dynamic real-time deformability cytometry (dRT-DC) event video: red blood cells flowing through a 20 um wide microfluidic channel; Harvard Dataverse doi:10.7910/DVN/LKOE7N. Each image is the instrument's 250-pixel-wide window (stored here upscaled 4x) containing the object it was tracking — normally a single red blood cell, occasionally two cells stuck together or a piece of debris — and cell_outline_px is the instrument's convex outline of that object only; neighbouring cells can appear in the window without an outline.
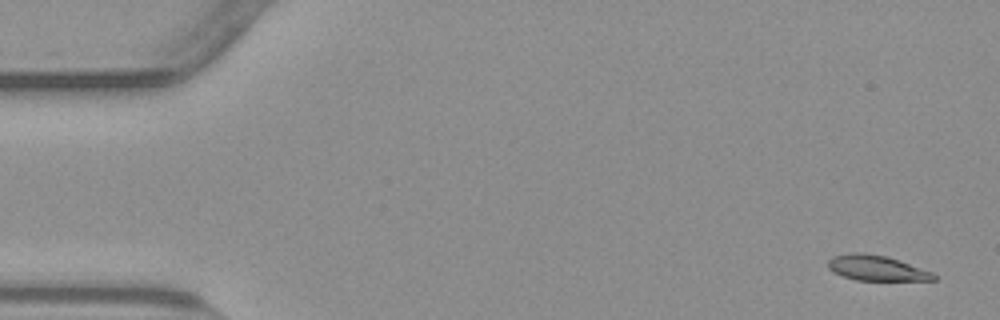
{"species": "common noctule bat (a hibernating species)", "species_latin": "Nyctalus noctula", "temperature_condition": "warm", "stored_images_in_passage": 55, "camera_frame_rate_fps": 3000, "um_per_image_px": 0.085, "animal": {"sex": "male", "body_mass_g": 23.1, "forearm_length_mm": 52.7}, "frame": {"image": 1, "passage_image": 3, "time_ms": 0.667, "image_size_px": [1000, 320], "cell_outline_px": [[936, 280], [856, 280], [832, 272], [828, 268], [828, 260], [832, 256], [852, 252], [864, 252], [884, 256], [900, 260], [932, 272], [936, 276]], "centroid_in_image_um": [74.47, 22.77], "position_along_channel_um": 10.5, "area_um2": 15.55}}
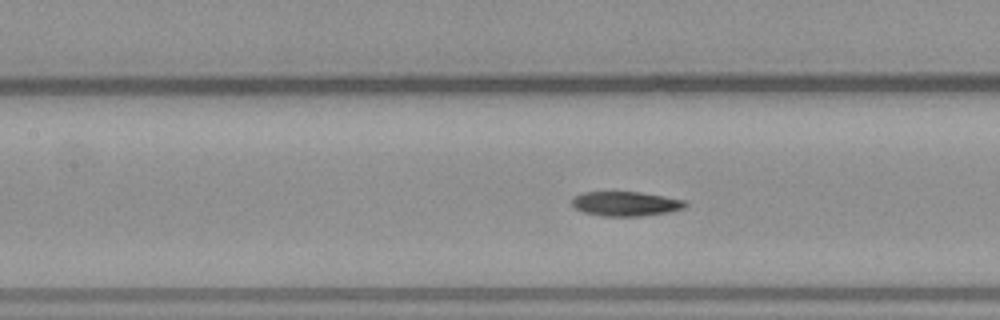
{"frame": {"image": 2, "passage_image": 25, "time_ms": 8.0, "image_size_px": [1000, 320], "cell_outline_px": [[688, 204], [684, 208], [668, 212], [640, 216], [600, 216], [584, 212], [576, 208], [572, 204], [572, 200], [576, 196], [584, 192], [640, 192], [664, 196], [684, 200]], "centroid_in_image_um": [53.2, 17.32], "position_along_channel_um": 154.2, "area_um2": 16.07}}
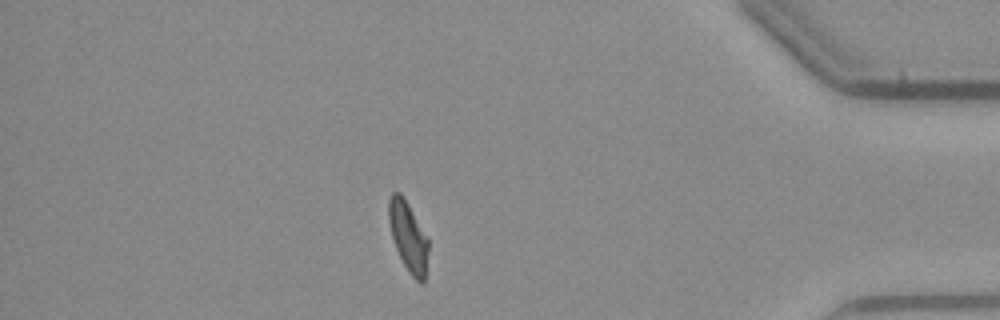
{"frame": {"image": 3, "passage_image": 48, "time_ms": 15.667, "image_size_px": [1000, 320], "cell_outline_px": [[428, 252], [424, 284], [420, 284], [408, 272], [396, 248], [392, 236], [388, 220], [388, 200], [392, 192], [400, 192], [404, 196], [428, 240]], "centroid_in_image_um": [34.69, 20.11], "position_along_channel_um": 400.5, "area_um2": 16.01}, "authors_computed_cell_mechanics": {"area_um2": 16.473, "velocity_mm_per_s": 3.7881, "shape_relaxation_time_tau1_ms": 4.4425, "shape_relaxation_time_tau2_ms": 3.6294, "deformation_change_tau1": 0.2028, "deformation_change_tau2": 0.105}}